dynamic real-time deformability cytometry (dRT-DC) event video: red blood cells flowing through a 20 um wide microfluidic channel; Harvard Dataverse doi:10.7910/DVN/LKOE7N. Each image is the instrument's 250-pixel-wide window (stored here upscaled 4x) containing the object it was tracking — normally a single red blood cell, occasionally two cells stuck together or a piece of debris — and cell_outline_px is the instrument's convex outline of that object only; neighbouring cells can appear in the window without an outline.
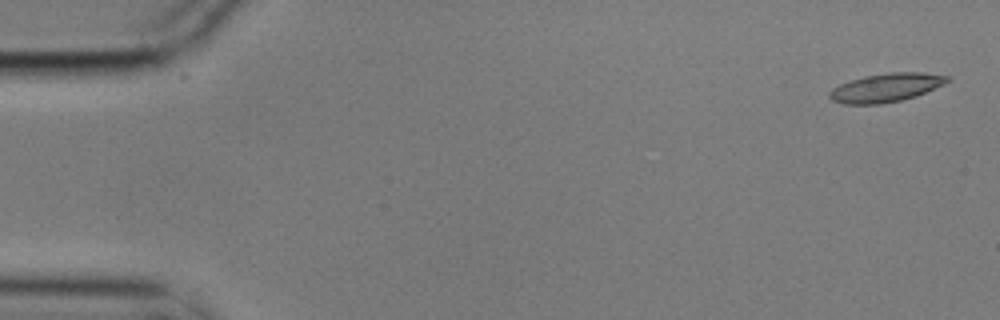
{"species": "common noctule bat (a hibernating species)", "species_latin": "Nyctalus noctula", "temperature_condition": "cold", "stored_images_in_passage": 5, "camera_frame_rate_fps": 3000, "um_per_image_px": 0.085, "animal": {"sex": "male", "body_mass_g": 17.9}, "frame": {"image": 1, "passage_image": 1, "time_ms": 0.0, "image_size_px": [1000, 320], "cell_outline_px": [[952, 80], [944, 84], [916, 96], [900, 100], [880, 104], [844, 104], [832, 100], [828, 96], [828, 92], [832, 88], [840, 84], [864, 76], [888, 72], [924, 72], [948, 76]], "centroid_in_image_um": [75.31, 7.44], "position_along_channel_um": 9.7, "area_um2": 19.65}}
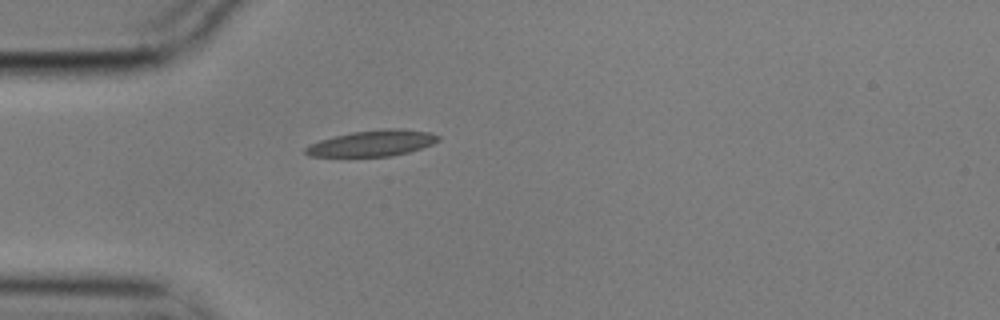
{"frame": {"image": 2, "passage_image": 5, "time_ms": 1.333, "image_size_px": [1000, 320], "cell_outline_px": [[440, 140], [432, 144], [408, 152], [392, 156], [308, 156], [304, 152], [304, 148], [320, 140], [352, 132], [388, 128], [400, 128], [428, 132], [440, 136]], "centroid_in_image_um": [31.67, 12.17], "position_along_channel_um": 53.3, "area_um2": 19.88}}